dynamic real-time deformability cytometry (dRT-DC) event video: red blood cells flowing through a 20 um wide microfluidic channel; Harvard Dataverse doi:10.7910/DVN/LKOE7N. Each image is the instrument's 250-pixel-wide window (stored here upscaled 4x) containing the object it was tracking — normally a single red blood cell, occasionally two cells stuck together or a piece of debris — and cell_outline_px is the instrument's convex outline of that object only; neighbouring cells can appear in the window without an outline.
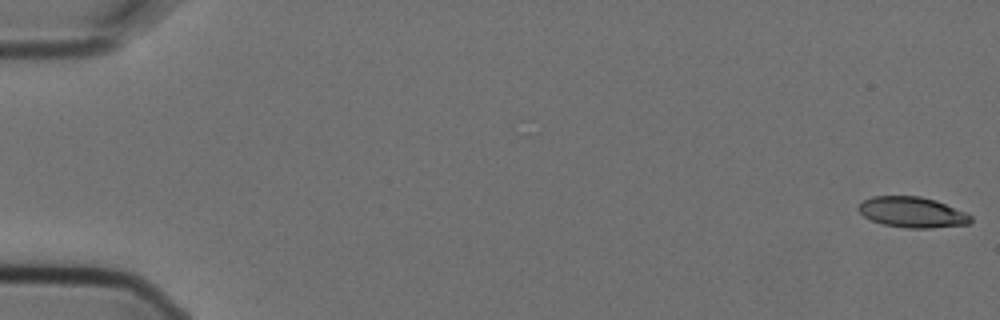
{"species": "Egyptian fruit bat (a non-hibernating species)", "species_latin": "Rousettus aegyptiacus", "temperature_condition": "cold", "stored_images_in_passage": 5, "camera_frame_rate_fps": 3000, "um_per_image_px": 0.085, "animal": {"sex": "female"}, "frame": {"image": 1, "passage_image": 1, "time_ms": 0.0, "image_size_px": [1000, 320], "cell_outline_px": [[972, 220], [968, 224], [928, 228], [908, 228], [884, 224], [872, 220], [864, 216], [856, 208], [864, 200], [872, 196], [920, 196], [936, 200], [964, 212], [972, 216]], "centroid_in_image_um": [77.53, 18.03], "position_along_channel_um": 7.5, "area_um2": 19.83}}
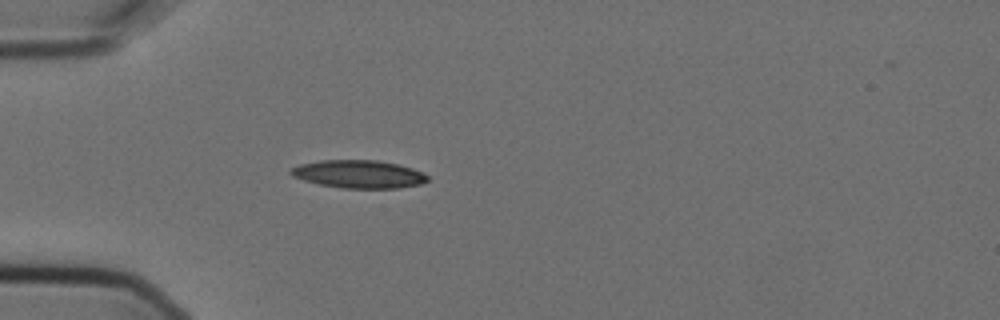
{"frame": {"image": 2, "passage_image": 5, "time_ms": 1.333, "image_size_px": [1000, 320], "cell_outline_px": [[428, 180], [420, 184], [400, 188], [344, 188], [320, 184], [304, 180], [292, 176], [288, 172], [292, 168], [300, 164], [320, 160], [376, 160], [396, 164], [412, 168], [428, 176]], "centroid_in_image_um": [30.47, 14.8], "position_along_channel_um": 54.5, "area_um2": 22.08}}